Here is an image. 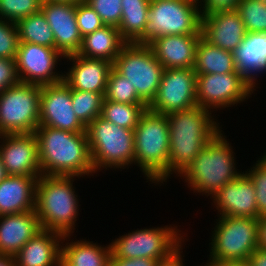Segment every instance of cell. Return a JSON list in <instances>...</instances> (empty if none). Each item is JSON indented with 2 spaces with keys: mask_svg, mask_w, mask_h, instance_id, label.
I'll use <instances>...</instances> for the list:
<instances>
[{
  "mask_svg": "<svg viewBox=\"0 0 266 266\" xmlns=\"http://www.w3.org/2000/svg\"><path fill=\"white\" fill-rule=\"evenodd\" d=\"M125 44L118 27L104 25L82 37L81 48L77 54L86 58L103 59L113 64Z\"/></svg>",
  "mask_w": 266,
  "mask_h": 266,
  "instance_id": "26",
  "label": "cell"
},
{
  "mask_svg": "<svg viewBox=\"0 0 266 266\" xmlns=\"http://www.w3.org/2000/svg\"><path fill=\"white\" fill-rule=\"evenodd\" d=\"M39 126L74 133L86 132L72 108L71 88L61 81L41 86Z\"/></svg>",
  "mask_w": 266,
  "mask_h": 266,
  "instance_id": "15",
  "label": "cell"
},
{
  "mask_svg": "<svg viewBox=\"0 0 266 266\" xmlns=\"http://www.w3.org/2000/svg\"><path fill=\"white\" fill-rule=\"evenodd\" d=\"M19 82L15 59L0 58V92Z\"/></svg>",
  "mask_w": 266,
  "mask_h": 266,
  "instance_id": "40",
  "label": "cell"
},
{
  "mask_svg": "<svg viewBox=\"0 0 266 266\" xmlns=\"http://www.w3.org/2000/svg\"><path fill=\"white\" fill-rule=\"evenodd\" d=\"M42 1H61V2L79 3L84 0H42Z\"/></svg>",
  "mask_w": 266,
  "mask_h": 266,
  "instance_id": "49",
  "label": "cell"
},
{
  "mask_svg": "<svg viewBox=\"0 0 266 266\" xmlns=\"http://www.w3.org/2000/svg\"><path fill=\"white\" fill-rule=\"evenodd\" d=\"M183 251L177 252L171 259H168L164 262H161L159 266H184L183 265V259H182V253Z\"/></svg>",
  "mask_w": 266,
  "mask_h": 266,
  "instance_id": "45",
  "label": "cell"
},
{
  "mask_svg": "<svg viewBox=\"0 0 266 266\" xmlns=\"http://www.w3.org/2000/svg\"><path fill=\"white\" fill-rule=\"evenodd\" d=\"M76 21L82 37L105 25L96 11L85 1L76 3Z\"/></svg>",
  "mask_w": 266,
  "mask_h": 266,
  "instance_id": "38",
  "label": "cell"
},
{
  "mask_svg": "<svg viewBox=\"0 0 266 266\" xmlns=\"http://www.w3.org/2000/svg\"><path fill=\"white\" fill-rule=\"evenodd\" d=\"M100 16L105 25L118 27L122 17V0H84Z\"/></svg>",
  "mask_w": 266,
  "mask_h": 266,
  "instance_id": "39",
  "label": "cell"
},
{
  "mask_svg": "<svg viewBox=\"0 0 266 266\" xmlns=\"http://www.w3.org/2000/svg\"><path fill=\"white\" fill-rule=\"evenodd\" d=\"M160 263L149 258H115L112 254L109 259V266H159Z\"/></svg>",
  "mask_w": 266,
  "mask_h": 266,
  "instance_id": "42",
  "label": "cell"
},
{
  "mask_svg": "<svg viewBox=\"0 0 266 266\" xmlns=\"http://www.w3.org/2000/svg\"><path fill=\"white\" fill-rule=\"evenodd\" d=\"M42 230L35 210L0 215V254L14 256Z\"/></svg>",
  "mask_w": 266,
  "mask_h": 266,
  "instance_id": "23",
  "label": "cell"
},
{
  "mask_svg": "<svg viewBox=\"0 0 266 266\" xmlns=\"http://www.w3.org/2000/svg\"><path fill=\"white\" fill-rule=\"evenodd\" d=\"M19 35L16 23L0 19V58L15 59Z\"/></svg>",
  "mask_w": 266,
  "mask_h": 266,
  "instance_id": "37",
  "label": "cell"
},
{
  "mask_svg": "<svg viewBox=\"0 0 266 266\" xmlns=\"http://www.w3.org/2000/svg\"><path fill=\"white\" fill-rule=\"evenodd\" d=\"M61 244V266H109L110 244L101 247L85 239Z\"/></svg>",
  "mask_w": 266,
  "mask_h": 266,
  "instance_id": "27",
  "label": "cell"
},
{
  "mask_svg": "<svg viewBox=\"0 0 266 266\" xmlns=\"http://www.w3.org/2000/svg\"><path fill=\"white\" fill-rule=\"evenodd\" d=\"M193 70L196 74L235 72L233 54L230 51L211 45L201 37L196 48Z\"/></svg>",
  "mask_w": 266,
  "mask_h": 266,
  "instance_id": "29",
  "label": "cell"
},
{
  "mask_svg": "<svg viewBox=\"0 0 266 266\" xmlns=\"http://www.w3.org/2000/svg\"><path fill=\"white\" fill-rule=\"evenodd\" d=\"M177 226L140 229L110 243L115 258H149L164 262L182 250L183 236Z\"/></svg>",
  "mask_w": 266,
  "mask_h": 266,
  "instance_id": "8",
  "label": "cell"
},
{
  "mask_svg": "<svg viewBox=\"0 0 266 266\" xmlns=\"http://www.w3.org/2000/svg\"><path fill=\"white\" fill-rule=\"evenodd\" d=\"M61 58L64 56L56 48L19 42L15 63L20 82L43 86L63 81L64 73L55 71Z\"/></svg>",
  "mask_w": 266,
  "mask_h": 266,
  "instance_id": "14",
  "label": "cell"
},
{
  "mask_svg": "<svg viewBox=\"0 0 266 266\" xmlns=\"http://www.w3.org/2000/svg\"><path fill=\"white\" fill-rule=\"evenodd\" d=\"M0 157L8 175H42L35 133L0 135Z\"/></svg>",
  "mask_w": 266,
  "mask_h": 266,
  "instance_id": "16",
  "label": "cell"
},
{
  "mask_svg": "<svg viewBox=\"0 0 266 266\" xmlns=\"http://www.w3.org/2000/svg\"><path fill=\"white\" fill-rule=\"evenodd\" d=\"M197 74L193 68L164 69L155 99L148 106L152 112L169 115L197 105Z\"/></svg>",
  "mask_w": 266,
  "mask_h": 266,
  "instance_id": "13",
  "label": "cell"
},
{
  "mask_svg": "<svg viewBox=\"0 0 266 266\" xmlns=\"http://www.w3.org/2000/svg\"><path fill=\"white\" fill-rule=\"evenodd\" d=\"M70 236L42 229L13 256L16 266H61L60 242Z\"/></svg>",
  "mask_w": 266,
  "mask_h": 266,
  "instance_id": "22",
  "label": "cell"
},
{
  "mask_svg": "<svg viewBox=\"0 0 266 266\" xmlns=\"http://www.w3.org/2000/svg\"><path fill=\"white\" fill-rule=\"evenodd\" d=\"M41 86L19 82L0 92V135L35 133Z\"/></svg>",
  "mask_w": 266,
  "mask_h": 266,
  "instance_id": "11",
  "label": "cell"
},
{
  "mask_svg": "<svg viewBox=\"0 0 266 266\" xmlns=\"http://www.w3.org/2000/svg\"><path fill=\"white\" fill-rule=\"evenodd\" d=\"M35 176L8 175L0 182V215L35 210Z\"/></svg>",
  "mask_w": 266,
  "mask_h": 266,
  "instance_id": "24",
  "label": "cell"
},
{
  "mask_svg": "<svg viewBox=\"0 0 266 266\" xmlns=\"http://www.w3.org/2000/svg\"><path fill=\"white\" fill-rule=\"evenodd\" d=\"M41 11L53 31L55 48L64 57L77 54L82 36L76 21V3L42 1Z\"/></svg>",
  "mask_w": 266,
  "mask_h": 266,
  "instance_id": "17",
  "label": "cell"
},
{
  "mask_svg": "<svg viewBox=\"0 0 266 266\" xmlns=\"http://www.w3.org/2000/svg\"><path fill=\"white\" fill-rule=\"evenodd\" d=\"M237 11L247 33L266 32V3L261 0H240Z\"/></svg>",
  "mask_w": 266,
  "mask_h": 266,
  "instance_id": "34",
  "label": "cell"
},
{
  "mask_svg": "<svg viewBox=\"0 0 266 266\" xmlns=\"http://www.w3.org/2000/svg\"><path fill=\"white\" fill-rule=\"evenodd\" d=\"M134 164L146 179L163 183L168 178L169 126L167 115L147 109L134 129Z\"/></svg>",
  "mask_w": 266,
  "mask_h": 266,
  "instance_id": "5",
  "label": "cell"
},
{
  "mask_svg": "<svg viewBox=\"0 0 266 266\" xmlns=\"http://www.w3.org/2000/svg\"><path fill=\"white\" fill-rule=\"evenodd\" d=\"M147 109V104H124L103 99L100 117L122 128L135 129Z\"/></svg>",
  "mask_w": 266,
  "mask_h": 266,
  "instance_id": "31",
  "label": "cell"
},
{
  "mask_svg": "<svg viewBox=\"0 0 266 266\" xmlns=\"http://www.w3.org/2000/svg\"><path fill=\"white\" fill-rule=\"evenodd\" d=\"M199 0L150 1L145 45L164 35L202 34Z\"/></svg>",
  "mask_w": 266,
  "mask_h": 266,
  "instance_id": "9",
  "label": "cell"
},
{
  "mask_svg": "<svg viewBox=\"0 0 266 266\" xmlns=\"http://www.w3.org/2000/svg\"><path fill=\"white\" fill-rule=\"evenodd\" d=\"M104 99L124 104H146L137 94L134 85L128 79L111 68L106 85Z\"/></svg>",
  "mask_w": 266,
  "mask_h": 266,
  "instance_id": "33",
  "label": "cell"
},
{
  "mask_svg": "<svg viewBox=\"0 0 266 266\" xmlns=\"http://www.w3.org/2000/svg\"><path fill=\"white\" fill-rule=\"evenodd\" d=\"M255 188L251 179L243 172L229 181L211 198L221 216L249 217L258 219Z\"/></svg>",
  "mask_w": 266,
  "mask_h": 266,
  "instance_id": "19",
  "label": "cell"
},
{
  "mask_svg": "<svg viewBox=\"0 0 266 266\" xmlns=\"http://www.w3.org/2000/svg\"><path fill=\"white\" fill-rule=\"evenodd\" d=\"M112 67L134 85L138 96L148 106L152 103L165 68L148 45L126 43Z\"/></svg>",
  "mask_w": 266,
  "mask_h": 266,
  "instance_id": "10",
  "label": "cell"
},
{
  "mask_svg": "<svg viewBox=\"0 0 266 266\" xmlns=\"http://www.w3.org/2000/svg\"><path fill=\"white\" fill-rule=\"evenodd\" d=\"M42 0H0V19L17 23L41 10Z\"/></svg>",
  "mask_w": 266,
  "mask_h": 266,
  "instance_id": "35",
  "label": "cell"
},
{
  "mask_svg": "<svg viewBox=\"0 0 266 266\" xmlns=\"http://www.w3.org/2000/svg\"><path fill=\"white\" fill-rule=\"evenodd\" d=\"M86 135L94 172L134 163V129L122 128L99 116L86 127Z\"/></svg>",
  "mask_w": 266,
  "mask_h": 266,
  "instance_id": "7",
  "label": "cell"
},
{
  "mask_svg": "<svg viewBox=\"0 0 266 266\" xmlns=\"http://www.w3.org/2000/svg\"><path fill=\"white\" fill-rule=\"evenodd\" d=\"M105 93L79 91L71 89L72 108L79 121L87 127L101 115Z\"/></svg>",
  "mask_w": 266,
  "mask_h": 266,
  "instance_id": "32",
  "label": "cell"
},
{
  "mask_svg": "<svg viewBox=\"0 0 266 266\" xmlns=\"http://www.w3.org/2000/svg\"><path fill=\"white\" fill-rule=\"evenodd\" d=\"M217 221L206 265L247 262L258 248V219L220 216Z\"/></svg>",
  "mask_w": 266,
  "mask_h": 266,
  "instance_id": "6",
  "label": "cell"
},
{
  "mask_svg": "<svg viewBox=\"0 0 266 266\" xmlns=\"http://www.w3.org/2000/svg\"><path fill=\"white\" fill-rule=\"evenodd\" d=\"M258 248L266 250V216L258 218Z\"/></svg>",
  "mask_w": 266,
  "mask_h": 266,
  "instance_id": "44",
  "label": "cell"
},
{
  "mask_svg": "<svg viewBox=\"0 0 266 266\" xmlns=\"http://www.w3.org/2000/svg\"><path fill=\"white\" fill-rule=\"evenodd\" d=\"M221 132L205 145L180 175L186 178L188 187L196 193L211 197L243 173L237 172L233 148Z\"/></svg>",
  "mask_w": 266,
  "mask_h": 266,
  "instance_id": "4",
  "label": "cell"
},
{
  "mask_svg": "<svg viewBox=\"0 0 266 266\" xmlns=\"http://www.w3.org/2000/svg\"><path fill=\"white\" fill-rule=\"evenodd\" d=\"M0 266H16L14 257L0 254Z\"/></svg>",
  "mask_w": 266,
  "mask_h": 266,
  "instance_id": "46",
  "label": "cell"
},
{
  "mask_svg": "<svg viewBox=\"0 0 266 266\" xmlns=\"http://www.w3.org/2000/svg\"><path fill=\"white\" fill-rule=\"evenodd\" d=\"M8 176L6 169L3 165V162L1 161L0 157V182L3 181Z\"/></svg>",
  "mask_w": 266,
  "mask_h": 266,
  "instance_id": "47",
  "label": "cell"
},
{
  "mask_svg": "<svg viewBox=\"0 0 266 266\" xmlns=\"http://www.w3.org/2000/svg\"><path fill=\"white\" fill-rule=\"evenodd\" d=\"M260 158L251 170L245 171L255 188L259 218L266 216V152Z\"/></svg>",
  "mask_w": 266,
  "mask_h": 266,
  "instance_id": "36",
  "label": "cell"
},
{
  "mask_svg": "<svg viewBox=\"0 0 266 266\" xmlns=\"http://www.w3.org/2000/svg\"><path fill=\"white\" fill-rule=\"evenodd\" d=\"M254 90L237 70L222 74H197L196 102L209 110L231 107L246 97L248 99Z\"/></svg>",
  "mask_w": 266,
  "mask_h": 266,
  "instance_id": "12",
  "label": "cell"
},
{
  "mask_svg": "<svg viewBox=\"0 0 266 266\" xmlns=\"http://www.w3.org/2000/svg\"><path fill=\"white\" fill-rule=\"evenodd\" d=\"M239 2L240 0H200L199 8L201 14H211L216 11L237 10Z\"/></svg>",
  "mask_w": 266,
  "mask_h": 266,
  "instance_id": "41",
  "label": "cell"
},
{
  "mask_svg": "<svg viewBox=\"0 0 266 266\" xmlns=\"http://www.w3.org/2000/svg\"><path fill=\"white\" fill-rule=\"evenodd\" d=\"M250 266H266V250L257 248L247 261Z\"/></svg>",
  "mask_w": 266,
  "mask_h": 266,
  "instance_id": "43",
  "label": "cell"
},
{
  "mask_svg": "<svg viewBox=\"0 0 266 266\" xmlns=\"http://www.w3.org/2000/svg\"><path fill=\"white\" fill-rule=\"evenodd\" d=\"M122 17L118 26L120 36L126 43L145 45V31L150 0H122Z\"/></svg>",
  "mask_w": 266,
  "mask_h": 266,
  "instance_id": "28",
  "label": "cell"
},
{
  "mask_svg": "<svg viewBox=\"0 0 266 266\" xmlns=\"http://www.w3.org/2000/svg\"><path fill=\"white\" fill-rule=\"evenodd\" d=\"M211 112L195 105L167 115L170 141L168 178L174 173L181 175L205 145L222 131Z\"/></svg>",
  "mask_w": 266,
  "mask_h": 266,
  "instance_id": "2",
  "label": "cell"
},
{
  "mask_svg": "<svg viewBox=\"0 0 266 266\" xmlns=\"http://www.w3.org/2000/svg\"><path fill=\"white\" fill-rule=\"evenodd\" d=\"M202 34L164 35L148 46L165 69L193 68L197 44Z\"/></svg>",
  "mask_w": 266,
  "mask_h": 266,
  "instance_id": "20",
  "label": "cell"
},
{
  "mask_svg": "<svg viewBox=\"0 0 266 266\" xmlns=\"http://www.w3.org/2000/svg\"><path fill=\"white\" fill-rule=\"evenodd\" d=\"M73 176L41 175L36 182L35 211L42 229L71 235L78 217Z\"/></svg>",
  "mask_w": 266,
  "mask_h": 266,
  "instance_id": "3",
  "label": "cell"
},
{
  "mask_svg": "<svg viewBox=\"0 0 266 266\" xmlns=\"http://www.w3.org/2000/svg\"><path fill=\"white\" fill-rule=\"evenodd\" d=\"M232 54L235 69L256 87L257 73H266V32H248Z\"/></svg>",
  "mask_w": 266,
  "mask_h": 266,
  "instance_id": "25",
  "label": "cell"
},
{
  "mask_svg": "<svg viewBox=\"0 0 266 266\" xmlns=\"http://www.w3.org/2000/svg\"><path fill=\"white\" fill-rule=\"evenodd\" d=\"M67 58L72 65L67 74H63V81L74 90L105 93L112 63L103 59L86 58L78 54Z\"/></svg>",
  "mask_w": 266,
  "mask_h": 266,
  "instance_id": "21",
  "label": "cell"
},
{
  "mask_svg": "<svg viewBox=\"0 0 266 266\" xmlns=\"http://www.w3.org/2000/svg\"><path fill=\"white\" fill-rule=\"evenodd\" d=\"M201 32L211 45L230 52L243 42L247 34L237 10L201 14Z\"/></svg>",
  "mask_w": 266,
  "mask_h": 266,
  "instance_id": "18",
  "label": "cell"
},
{
  "mask_svg": "<svg viewBox=\"0 0 266 266\" xmlns=\"http://www.w3.org/2000/svg\"><path fill=\"white\" fill-rule=\"evenodd\" d=\"M16 26L18 28L19 42L55 48L53 31L41 10L19 20Z\"/></svg>",
  "mask_w": 266,
  "mask_h": 266,
  "instance_id": "30",
  "label": "cell"
},
{
  "mask_svg": "<svg viewBox=\"0 0 266 266\" xmlns=\"http://www.w3.org/2000/svg\"><path fill=\"white\" fill-rule=\"evenodd\" d=\"M215 266H250L247 262L222 263Z\"/></svg>",
  "mask_w": 266,
  "mask_h": 266,
  "instance_id": "48",
  "label": "cell"
},
{
  "mask_svg": "<svg viewBox=\"0 0 266 266\" xmlns=\"http://www.w3.org/2000/svg\"><path fill=\"white\" fill-rule=\"evenodd\" d=\"M35 134L42 175L83 178L95 173L86 132L38 126Z\"/></svg>",
  "mask_w": 266,
  "mask_h": 266,
  "instance_id": "1",
  "label": "cell"
}]
</instances>
